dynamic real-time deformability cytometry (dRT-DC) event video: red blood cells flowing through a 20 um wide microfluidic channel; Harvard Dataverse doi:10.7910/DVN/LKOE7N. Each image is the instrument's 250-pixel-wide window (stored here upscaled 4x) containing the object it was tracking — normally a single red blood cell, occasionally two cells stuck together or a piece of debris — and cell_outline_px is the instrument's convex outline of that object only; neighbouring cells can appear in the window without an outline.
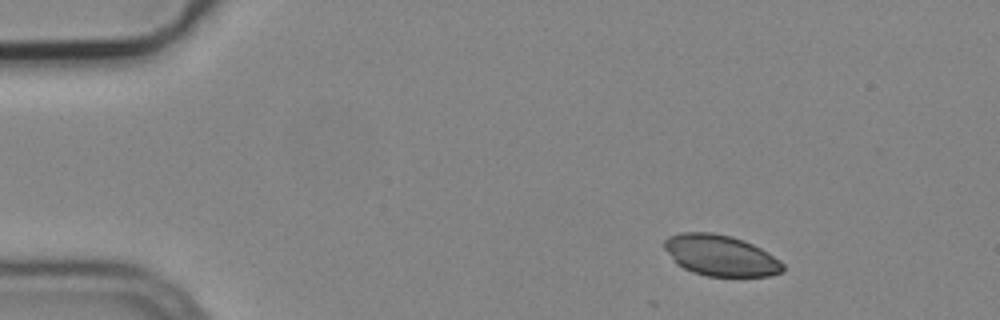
{"species": "common noctule bat (a hibernating species)", "species_latin": "Nyctalus noctula", "temperature_condition": "cold", "stored_images_in_passage": 6, "camera_frame_rate_fps": 3000, "um_per_image_px": 0.085, "animal": {"sex": "male", "body_mass_g": 19.2, "forearm_length_mm": 51.8}, "frame": {"image": 1, "passage_image": 1, "time_ms": 0.0, "image_size_px": [1000, 320], "cell_outline_px": [[784, 272], [768, 276], [708, 276], [692, 272], [676, 264], [664, 248], [664, 240], [668, 236], [684, 232], [712, 232], [732, 236], [744, 240], [768, 252], [780, 260], [784, 264]], "centroid_in_image_um": [61.25, 21.71], "position_along_channel_um": 23.7, "area_um2": 28.44}}